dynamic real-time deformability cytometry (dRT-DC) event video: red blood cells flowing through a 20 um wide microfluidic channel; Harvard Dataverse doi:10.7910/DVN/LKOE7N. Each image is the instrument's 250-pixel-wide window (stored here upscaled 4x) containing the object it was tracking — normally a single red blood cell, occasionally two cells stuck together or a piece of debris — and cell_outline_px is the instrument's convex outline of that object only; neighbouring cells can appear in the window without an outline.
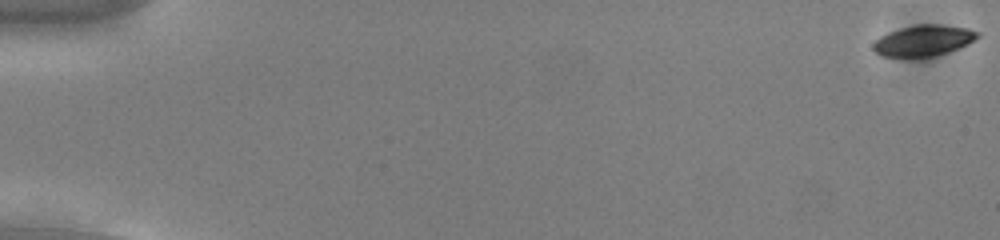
{"species": "common noctule bat (a hibernating species)", "species_latin": "Nyctalus noctula", "temperature_condition": "cold", "stored_images_in_passage": 56, "camera_frame_rate_fps": 3000, "um_per_image_px": 0.085, "animal": {"sex": "male", "body_mass_g": 13.0, "forearm_length_mm": 53.1}, "frame": {"image": 1, "passage_image": 1, "time_ms": 0.0, "image_size_px": [1000, 240], "cell_outline_px": [[980, 36], [968, 44], [948, 52], [932, 56], [880, 56], [872, 48], [872, 44], [880, 36], [888, 32], [900, 28], [916, 24], [940, 24], [968, 28], [980, 32]], "centroid_in_image_um": [78.51, 3.42], "position_along_channel_um": 6.5, "area_um2": 18.79}}
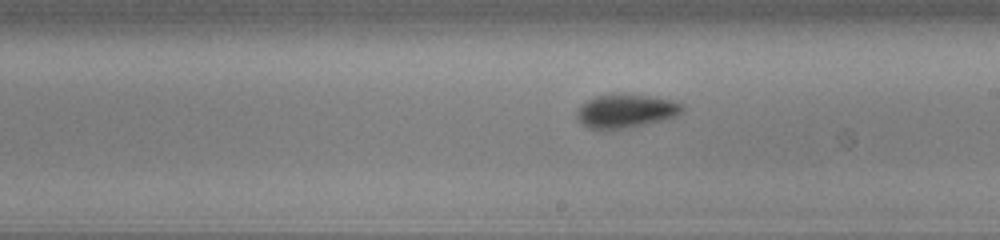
{"frame": {"image": 2, "passage_image": 33, "time_ms": 10.667, "image_size_px": [1000, 240], "cell_outline_px": [[684, 108], [676, 116], [628, 128], [604, 132], [588, 128], [576, 116], [576, 112], [588, 100], [596, 96], [648, 96], [672, 100], [684, 104]], "centroid_in_image_um": [53.19, 9.49], "position_along_channel_um": 235.8, "area_um2": 20.17}}
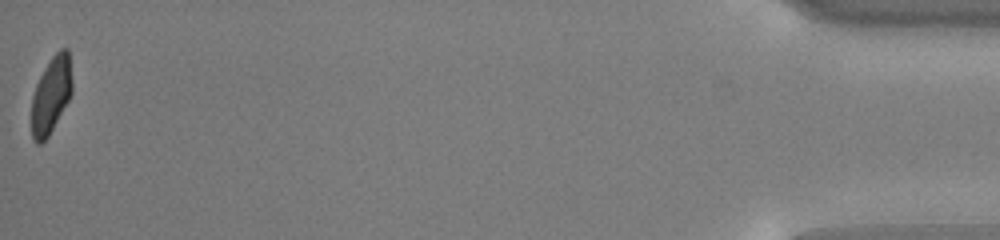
{"frame": {"image": 3, "passage_image": 56, "time_ms": 18.333, "image_size_px": [1000, 240], "cell_outline_px": [[72, 92], [68, 100], [48, 136], [40, 144], [36, 144], [32, 140], [32, 96], [36, 84], [44, 68], [52, 56], [60, 48], [68, 48], [72, 80]], "centroid_in_image_um": [4.34, 8.05], "position_along_channel_um": 430.9, "area_um2": 17.98}, "authors_computed_cell_mechanics": {"area_um2": 19.363, "velocity_mm_per_s": 3.7622, "shape_relaxation_time_tau1_ms": 2.9574, "shape_relaxation_time_tau2_ms": 2.4499, "deformation_change_tau1": 0.1051, "deformation_change_tau2": 0.0559}}